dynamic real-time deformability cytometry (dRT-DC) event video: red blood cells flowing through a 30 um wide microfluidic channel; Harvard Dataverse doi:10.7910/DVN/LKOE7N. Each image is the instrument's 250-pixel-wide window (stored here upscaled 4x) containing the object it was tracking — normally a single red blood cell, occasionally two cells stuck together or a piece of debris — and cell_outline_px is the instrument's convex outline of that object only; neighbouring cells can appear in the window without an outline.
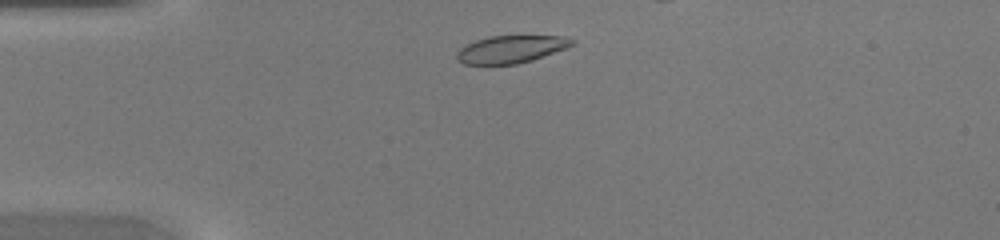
{"species": "common noctule bat (a hibernating species)", "species_latin": "Nyctalus noctula", "temperature_condition": "warm", "stored_images_in_passage": 30, "camera_frame_rate_fps": 3000, "um_per_image_px": 0.085, "animal": {"sex": "female", "body_mass_g": 20.0, "forearm_length_mm": 54.0}, "frame": {"image": 1, "passage_image": 3, "time_ms": 0.667, "image_size_px": [1000, 240], "cell_outline_px": [[576, 44], [568, 48], [532, 60], [516, 64], [464, 64], [456, 56], [456, 52], [460, 48], [476, 40], [488, 36], [564, 36], [576, 40]], "centroid_in_image_um": [43.49, 4.17], "position_along_channel_um": 41.5, "area_um2": 18.5}}
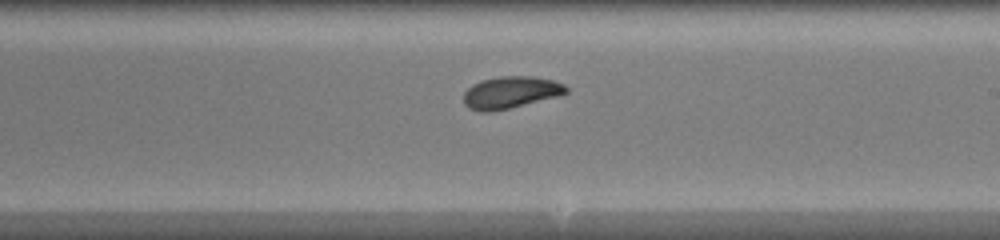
{"frame": {"image": 2, "passage_image": 19, "time_ms": 6.0, "image_size_px": [1000, 240], "cell_outline_px": [[568, 92], [556, 96], [508, 108], [488, 112], [480, 112], [468, 108], [464, 104], [464, 92], [472, 84], [480, 80], [500, 76], [532, 76], [552, 80], [564, 84], [568, 88]], "centroid_in_image_um": [43.35, 7.84], "position_along_channel_um": 245.6, "area_um2": 18.96}}
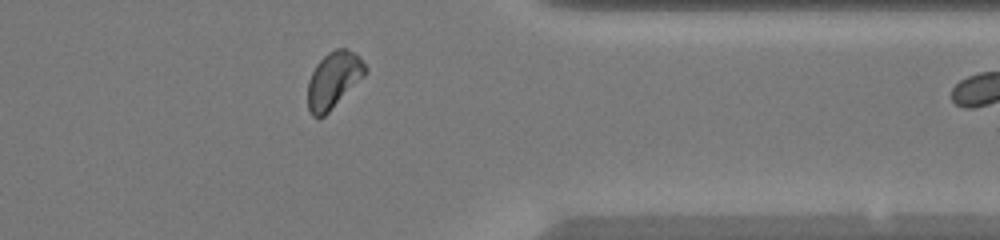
{"frame": {"image": 3, "passage_image": 29, "time_ms": 9.333, "image_size_px": [1000, 240], "cell_outline_px": [[368, 68], [364, 76], [324, 116], [312, 116], [308, 108], [308, 80], [316, 64], [328, 52], [336, 48], [348, 48], [356, 52], [360, 56]], "centroid_in_image_um": [28.37, 6.75], "position_along_channel_um": 383.0, "area_um2": 18.84}}